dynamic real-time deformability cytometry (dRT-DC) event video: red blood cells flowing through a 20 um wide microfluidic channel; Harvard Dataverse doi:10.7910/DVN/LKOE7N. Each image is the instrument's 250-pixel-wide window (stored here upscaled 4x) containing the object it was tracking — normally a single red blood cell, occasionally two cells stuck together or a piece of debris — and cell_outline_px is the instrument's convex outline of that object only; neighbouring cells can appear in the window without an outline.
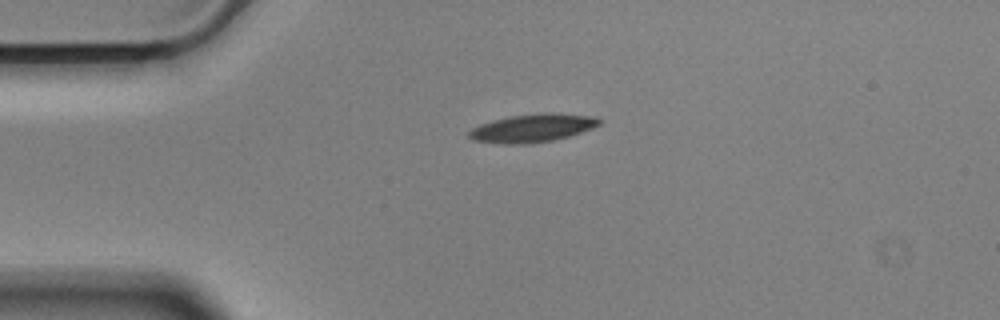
{"species": "Egyptian fruit bat (a non-hibernating species)", "species_latin": "Rousettus aegyptiacus", "temperature_condition": "cold", "stored_images_in_passage": 45, "camera_frame_rate_fps": 3000, "um_per_image_px": 0.085, "animal": {"sex": "male"}, "frame": {"image": 1, "passage_image": 1, "time_ms": 0.0, "image_size_px": [1000, 320], "cell_outline_px": [[600, 124], [592, 128], [568, 136], [552, 140], [524, 144], [504, 144], [476, 140], [468, 136], [468, 132], [472, 128], [480, 124], [492, 120], [508, 116], [544, 112], [552, 112], [588, 116], [600, 120]], "centroid_in_image_um": [45.21, 10.87], "position_along_channel_um": 39.8, "area_um2": 21.1}}
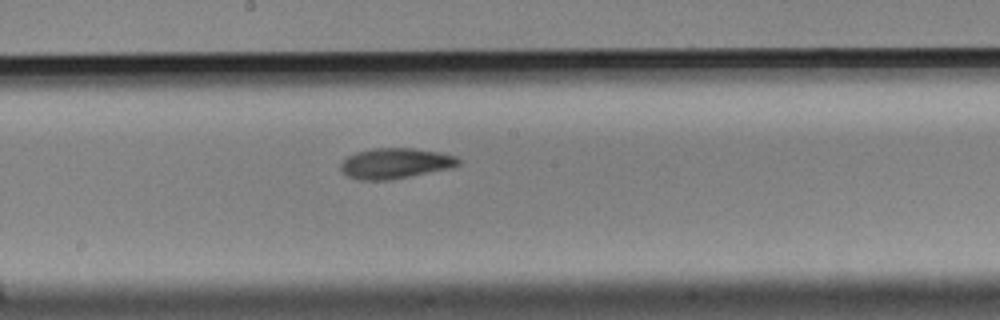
{"frame": {"image": 2, "passage_image": 18, "time_ms": 5.667, "image_size_px": [1000, 320], "cell_outline_px": [[460, 164], [452, 168], [392, 180], [356, 180], [348, 176], [340, 168], [340, 164], [348, 156], [356, 152], [372, 148], [412, 148], [440, 152], [456, 156], [460, 160]], "centroid_in_image_um": [33.62, 13.89], "position_along_channel_um": 214.6, "area_um2": 21.1}}
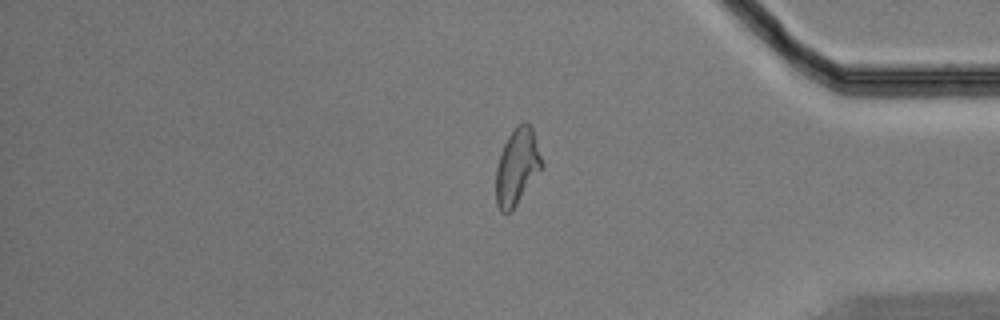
{"frame": {"image": 3, "passage_image": 35, "time_ms": 11.333, "image_size_px": [1000, 320], "cell_outline_px": [[544, 164], [512, 212], [500, 212], [496, 204], [496, 168], [500, 152], [508, 136], [524, 120], [532, 128]], "centroid_in_image_um": [43.94, 14.2], "position_along_channel_um": 391.3, "area_um2": 20.29}, "authors_computed_cell_mechanics": {"area_um2": 20.808, "velocity_mm_per_s": 3.533, "shape_relaxation_time_tau1_ms": 5.0314, "shape_relaxation_time_tau2_ms": 5.1492, "deformation_change_tau1": 0.1712, "deformation_change_tau2": 0.1226}}